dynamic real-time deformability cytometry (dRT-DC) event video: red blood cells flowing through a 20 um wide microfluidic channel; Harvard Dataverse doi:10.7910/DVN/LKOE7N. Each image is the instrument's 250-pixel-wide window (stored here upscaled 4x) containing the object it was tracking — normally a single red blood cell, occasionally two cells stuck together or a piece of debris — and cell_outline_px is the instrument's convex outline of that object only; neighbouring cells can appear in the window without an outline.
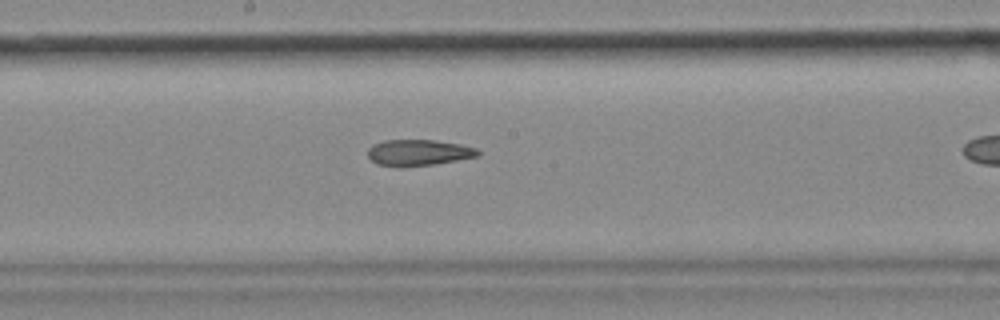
{"species": "common noctule bat (a hibernating species)", "species_latin": "Nyctalus noctula", "temperature_condition": "cold", "stored_images_in_passage": 36, "camera_frame_rate_fps": 3000, "um_per_image_px": 0.085, "animal": {"sex": "female", "body_mass_g": 18.4}, "frame": {"image": 1, "passage_image": 21, "time_ms": 6.667, "image_size_px": [1000, 320], "cell_outline_px": [[480, 156], [432, 164], [404, 168], [396, 168], [376, 164], [368, 156], [368, 148], [372, 144], [384, 140], [436, 140], [460, 144], [476, 148], [480, 152]], "centroid_in_image_um": [35.53, 12.98], "position_along_channel_um": 212.7, "area_um2": 17.05}}